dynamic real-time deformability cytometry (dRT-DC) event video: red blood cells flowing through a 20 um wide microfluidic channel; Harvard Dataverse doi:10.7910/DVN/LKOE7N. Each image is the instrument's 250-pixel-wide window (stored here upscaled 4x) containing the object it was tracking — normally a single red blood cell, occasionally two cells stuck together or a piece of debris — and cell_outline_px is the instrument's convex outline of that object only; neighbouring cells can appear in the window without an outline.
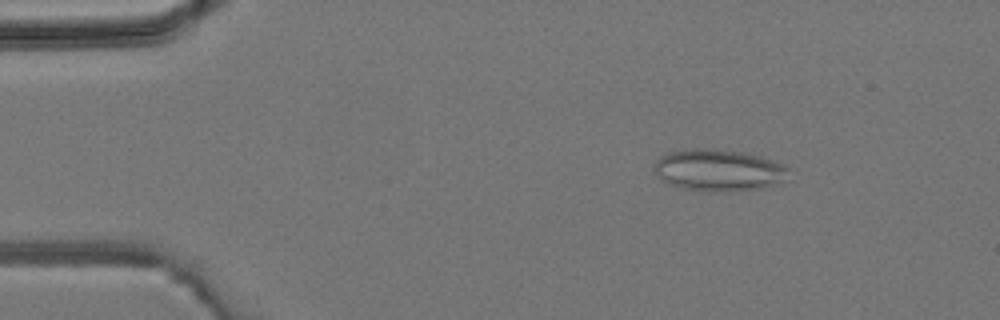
{"species": "common noctule bat (a hibernating species)", "species_latin": "Nyctalus noctula", "temperature_condition": "room temperature", "stored_images_in_passage": 5, "camera_frame_rate_fps": 3000, "um_per_image_px": 0.085, "animal": {"sex": "male", "body_mass_g": 19.2, "forearm_length_mm": 51.8}, "frame": {"image": 1, "passage_image": 1, "time_ms": 0.0, "image_size_px": [1000, 320], "cell_outline_px": [[788, 168], [780, 180], [776, 184], [760, 188], [724, 192], [708, 192], [684, 188], [668, 184], [660, 180], [656, 172], [656, 160], [660, 156], [668, 152], [684, 148], [704, 148], [740, 152], [760, 156], [784, 164]], "centroid_in_image_um": [61.01, 14.46], "position_along_channel_um": 24.0, "area_um2": 32.48}}